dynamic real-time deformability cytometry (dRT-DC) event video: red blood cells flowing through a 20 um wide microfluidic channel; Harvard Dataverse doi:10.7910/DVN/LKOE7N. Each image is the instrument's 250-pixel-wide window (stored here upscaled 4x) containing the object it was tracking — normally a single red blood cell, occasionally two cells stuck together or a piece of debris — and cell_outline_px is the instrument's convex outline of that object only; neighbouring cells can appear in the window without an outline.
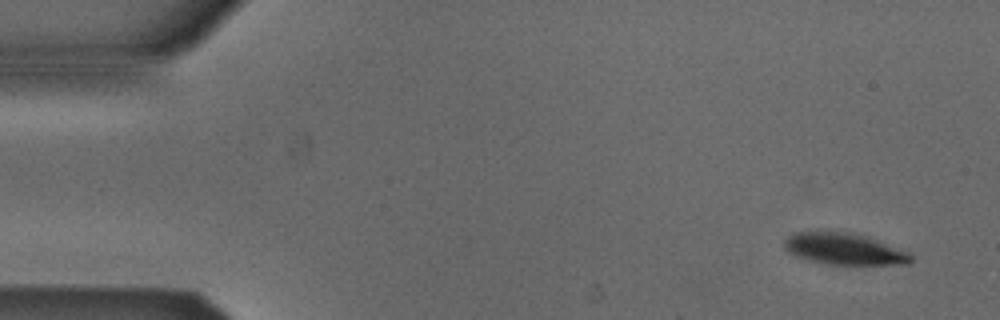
{"species": "Egyptian fruit bat (a non-hibernating species)", "species_latin": "Rousettus aegyptiacus", "temperature_condition": "cold", "stored_images_in_passage": 51, "camera_frame_rate_fps": 3000, "um_per_image_px": 0.085, "animal": {"sex": "male"}, "frame": {"image": 1, "passage_image": 1, "time_ms": 0.0, "image_size_px": [1000, 320], "cell_outline_px": [[912, 260], [908, 264], [828, 264], [808, 260], [796, 256], [788, 252], [784, 248], [784, 240], [792, 232], [848, 232], [868, 236], [908, 252], [912, 256]], "centroid_in_image_um": [71.73, 21.15], "position_along_channel_um": 13.3, "area_um2": 23.12}}
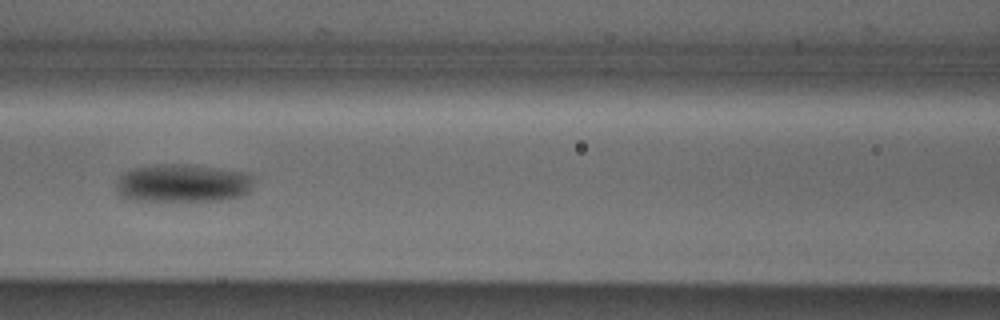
{"frame": {"image": 2, "passage_image": 21, "time_ms": 6.667, "image_size_px": [1000, 320], "cell_outline_px": [[252, 184], [248, 192], [240, 196], [224, 200], [132, 200], [120, 196], [116, 188], [116, 180], [124, 172], [136, 168], [164, 164], [176, 164], [212, 168], [244, 172], [252, 176]], "centroid_in_image_um": [15.5, 15.58], "position_along_channel_um": 151.1, "area_um2": 29.94}}
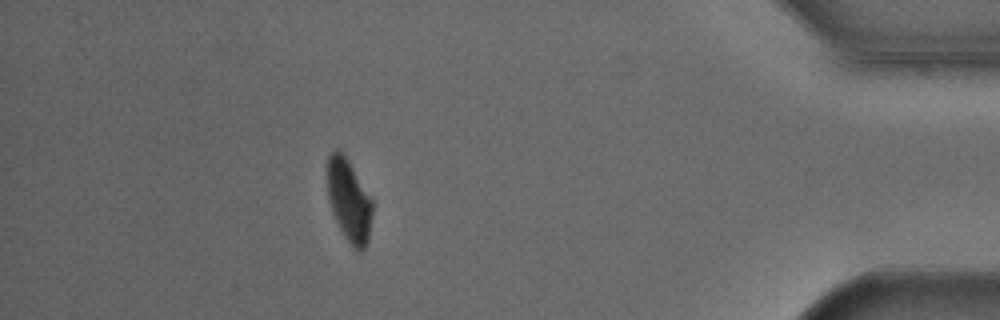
{"frame": {"image": 3, "passage_image": 45, "time_ms": 14.667, "image_size_px": [1000, 320], "cell_outline_px": [[372, 216], [368, 240], [364, 248], [360, 252], [356, 252], [352, 248], [344, 236], [332, 212], [328, 200], [328, 156], [336, 148], [348, 160], [372, 200]], "centroid_in_image_um": [29.67, 17.1], "position_along_channel_um": 405.5, "area_um2": 21.39}, "authors_computed_cell_mechanics": {"area_um2": 26.2412, "velocity_mm_per_s": 3.8384, "shape_relaxation_time_tau1_ms": 4.3001, "shape_relaxation_time_tau2_ms": null, "deformation_change_tau1": 0.1123, "deformation_change_tau2": null}}